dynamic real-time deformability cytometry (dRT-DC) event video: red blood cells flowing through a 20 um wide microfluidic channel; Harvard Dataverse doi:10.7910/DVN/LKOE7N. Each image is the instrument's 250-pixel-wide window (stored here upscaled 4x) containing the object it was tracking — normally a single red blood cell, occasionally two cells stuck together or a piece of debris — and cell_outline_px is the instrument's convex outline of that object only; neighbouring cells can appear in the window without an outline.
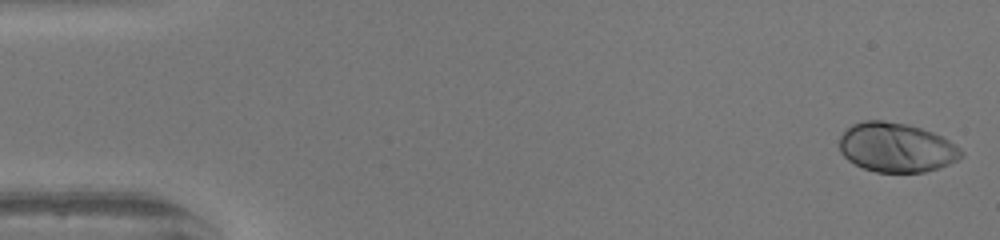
{"species": "human", "species_latin": "Homo sapiens", "temperature_condition": "warm", "stored_images_in_passage": 49, "camera_frame_rate_fps": 3000, "um_per_image_px": 0.085, "donor": {"sex": "female"}, "frame": {"image": 1, "passage_image": 1, "time_ms": 0.0, "image_size_px": [1000, 240], "cell_outline_px": [[964, 156], [948, 164], [924, 172], [876, 172], [864, 168], [848, 160], [840, 152], [840, 136], [852, 124], [864, 120], [884, 120], [908, 124], [932, 132], [948, 140], [960, 148], [964, 152]], "centroid_in_image_um": [76.18, 12.53], "position_along_channel_um": 8.8, "area_um2": 34.91}}
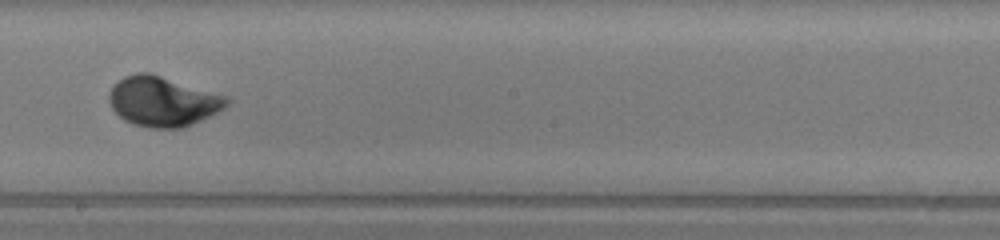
{"frame": {"image": 2, "passage_image": 28, "time_ms": 9.0, "image_size_px": [1000, 240], "cell_outline_px": [[232, 100], [224, 108], [192, 124], [180, 128], [148, 128], [132, 124], [124, 120], [112, 108], [108, 100], [108, 92], [124, 76], [136, 72], [148, 72], [232, 96]], "centroid_in_image_um": [13.87, 8.61], "position_along_channel_um": 234.3, "area_um2": 34.51}}
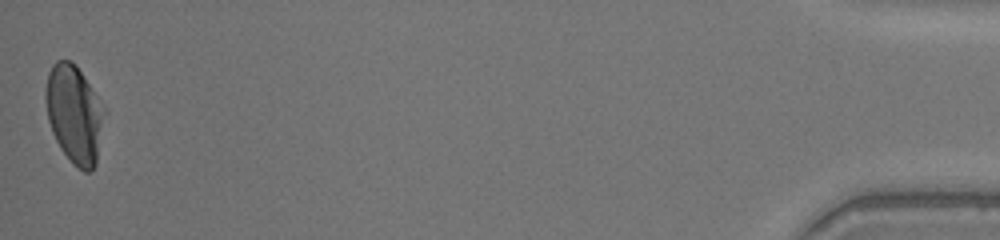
{"frame": {"image": 3, "passage_image": 49, "time_ms": 16.0, "image_size_px": [1000, 240], "cell_outline_px": [[108, 112], [96, 164], [92, 172], [84, 172], [76, 168], [60, 148], [52, 132], [48, 120], [44, 96], [44, 92], [48, 72], [52, 64], [56, 60], [68, 60], [76, 64]], "centroid_in_image_um": [6.35, 9.72], "position_along_channel_um": 428.9, "area_um2": 34.45}, "authors_computed_cell_mechanics": {"area_um2": 33.1772, "velocity_mm_per_s": 4.1903, "shape_relaxation_time_tau1_ms": 2.3033, "shape_relaxation_time_tau2_ms": null, "deformation_change_tau1": 0.1759, "deformation_change_tau2": null}}